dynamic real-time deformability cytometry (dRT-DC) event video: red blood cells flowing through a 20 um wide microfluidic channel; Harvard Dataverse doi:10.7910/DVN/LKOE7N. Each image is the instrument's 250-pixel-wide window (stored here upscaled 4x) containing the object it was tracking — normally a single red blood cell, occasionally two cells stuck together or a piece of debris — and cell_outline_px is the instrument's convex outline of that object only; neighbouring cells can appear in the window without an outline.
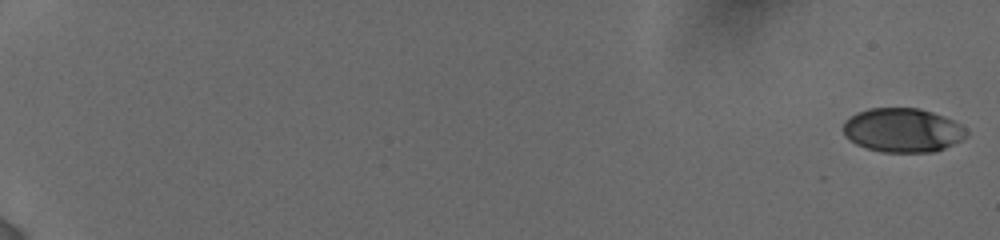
{"species": "human", "species_latin": "Homo sapiens", "temperature_condition": "cold", "stored_images_in_passage": 41, "camera_frame_rate_fps": 3000, "um_per_image_px": 0.085, "donor": {"sex": "female"}, "frame": {"image": 1, "passage_image": 1, "time_ms": 0.0, "image_size_px": [1000, 240], "cell_outline_px": [[968, 136], [944, 148], [932, 152], [880, 152], [856, 144], [848, 140], [844, 136], [844, 120], [856, 112], [868, 108], [920, 108], [944, 116], [960, 124], [968, 132]], "centroid_in_image_um": [76.69, 11.06], "position_along_channel_um": 8.3, "area_um2": 31.73}}
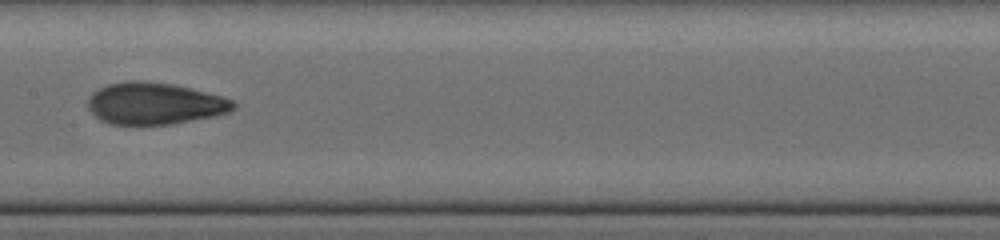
{"frame": {"image": 2, "passage_image": 22, "time_ms": 10.667, "image_size_px": [1000, 240], "cell_outline_px": [[236, 108], [228, 112], [216, 116], [172, 124], [108, 124], [100, 120], [88, 108], [88, 96], [96, 88], [108, 84], [128, 80], [144, 80], [172, 84], [192, 88], [224, 96], [232, 100], [236, 104]], "centroid_in_image_um": [13.14, 8.78], "position_along_channel_um": 194.3, "area_um2": 35.89}}
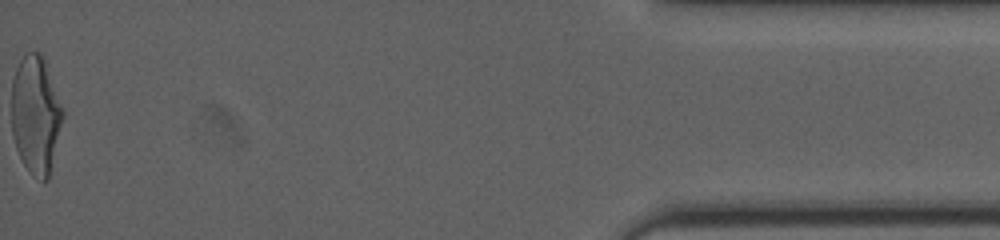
{"frame": {"image": 3, "passage_image": 41, "time_ms": 18.667, "image_size_px": [1000, 240], "cell_outline_px": [[64, 116], [48, 180], [44, 180], [32, 176], [24, 164], [16, 148], [12, 136], [12, 80], [16, 68], [24, 52], [40, 52], [44, 56], [64, 108]], "centroid_in_image_um": [3.05, 9.71], "position_along_channel_um": 432.2, "area_um2": 35.66}, "authors_computed_cell_mechanics": {"area_um2": 34.4488, "velocity_mm_per_s": 3.8872, "shape_relaxation_time_tau1_ms": 4.1956, "shape_relaxation_time_tau2_ms": 1.4566, "deformation_change_tau1": 0.1891, "deformation_change_tau2": 0.0744}}